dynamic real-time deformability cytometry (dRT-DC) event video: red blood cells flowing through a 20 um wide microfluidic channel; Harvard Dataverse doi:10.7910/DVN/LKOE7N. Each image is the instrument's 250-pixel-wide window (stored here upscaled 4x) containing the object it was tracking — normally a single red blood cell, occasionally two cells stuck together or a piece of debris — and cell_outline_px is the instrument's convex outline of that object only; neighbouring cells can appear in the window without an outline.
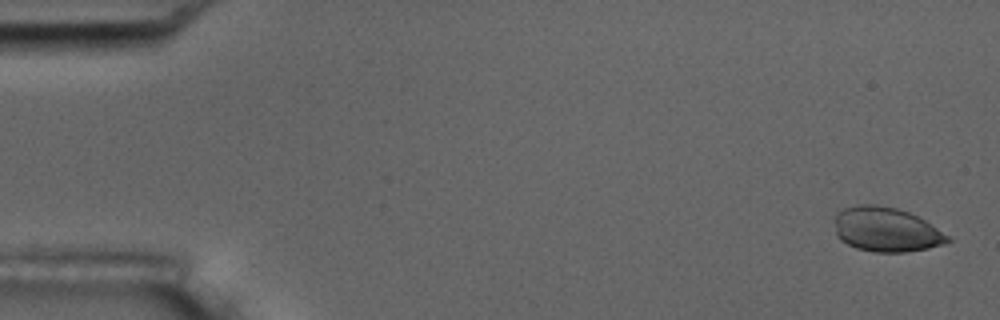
{"species": "common noctule bat (a hibernating species)", "species_latin": "Nyctalus noctula", "temperature_condition": "room temperature", "stored_images_in_passage": 9, "camera_frame_rate_fps": 3000, "um_per_image_px": 0.085, "animal": {"sex": "male", "body_mass_g": 17.5, "forearm_length_mm": 52.3}, "frame": {"image": 1, "passage_image": 1, "time_ms": 0.0, "image_size_px": [1000, 320], "cell_outline_px": [[952, 240], [944, 244], [928, 248], [904, 252], [876, 252], [856, 248], [840, 240], [836, 236], [836, 212], [844, 208], [856, 204], [876, 204], [896, 208], [908, 212], [924, 220], [948, 236]], "centroid_in_image_um": [75.3, 19.51], "position_along_channel_um": 9.7, "area_um2": 29.13}}
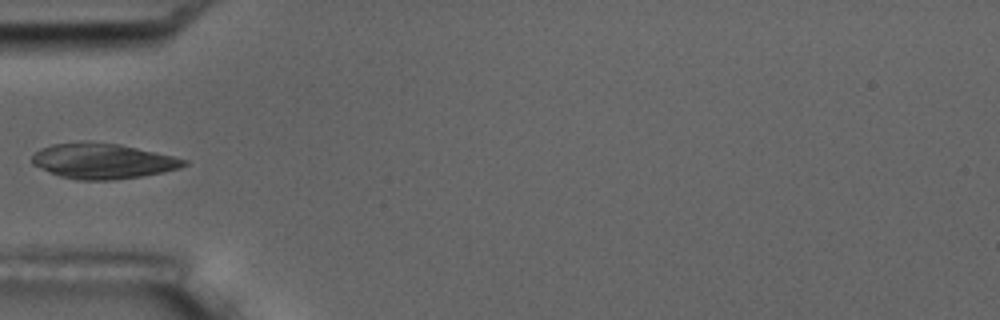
{"frame": {"image": 2, "passage_image": 6, "time_ms": 5.667, "image_size_px": [1000, 320], "cell_outline_px": [[188, 164], [180, 168], [164, 172], [140, 176], [112, 180], [76, 180], [60, 176], [40, 168], [32, 164], [32, 156], [40, 148], [52, 144], [84, 140], [88, 140], [120, 144], [172, 156], [188, 160]], "centroid_in_image_um": [8.71, 13.67], "position_along_channel_um": 76.3, "area_um2": 31.5}}
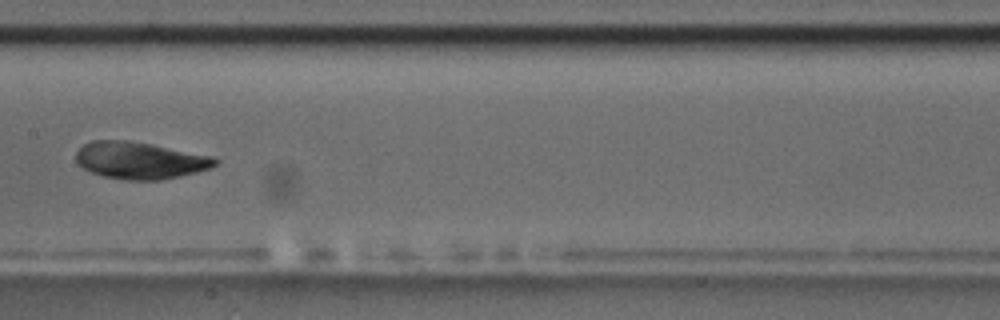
{"frame": {"image": 3, "passage_image": 9, "time_ms": 9.0, "image_size_px": [1000, 320], "cell_outline_px": [[220, 160], [212, 168], [180, 176], [160, 180], [124, 180], [104, 176], [92, 172], [84, 168], [76, 160], [76, 152], [84, 144], [92, 140], [128, 140], [152, 144], [212, 156]], "centroid_in_image_um": [11.92, 13.63], "position_along_channel_um": 195.5, "area_um2": 29.94}}